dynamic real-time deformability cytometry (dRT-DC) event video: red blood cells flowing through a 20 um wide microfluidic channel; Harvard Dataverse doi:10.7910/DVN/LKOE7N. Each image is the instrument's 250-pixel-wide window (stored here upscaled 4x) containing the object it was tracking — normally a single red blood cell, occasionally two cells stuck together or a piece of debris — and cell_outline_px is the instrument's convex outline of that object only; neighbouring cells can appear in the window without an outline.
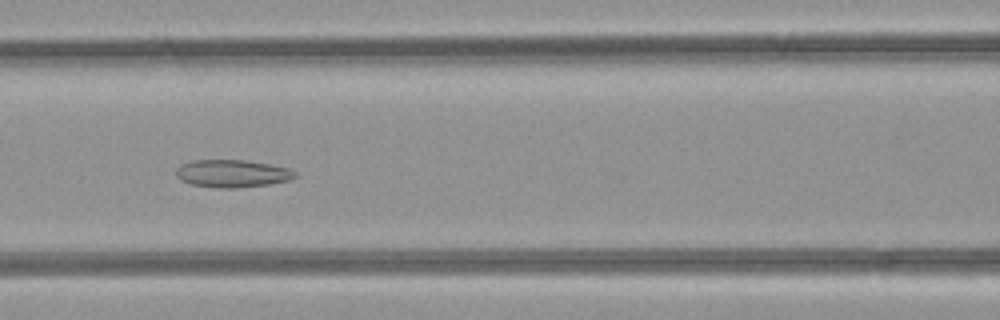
{"species": "common noctule bat (a hibernating species)", "species_latin": "Nyctalus noctula", "temperature_condition": "room temperature", "stored_images_in_passage": 40, "camera_frame_rate_fps": 3000, "um_per_image_px": 0.085, "animal": {"sex": "female", "body_mass_g": 21.9}, "frame": {"image": 1, "passage_image": 12, "time_ms": 3.667, "image_size_px": [1000, 320], "cell_outline_px": [[300, 176], [288, 180], [268, 184], [236, 188], [216, 188], [192, 184], [180, 180], [176, 176], [176, 168], [180, 164], [192, 160], [244, 160], [268, 164], [288, 168], [296, 172]], "centroid_in_image_um": [19.72, 14.75], "position_along_channel_um": 146.9, "area_um2": 19.19}}
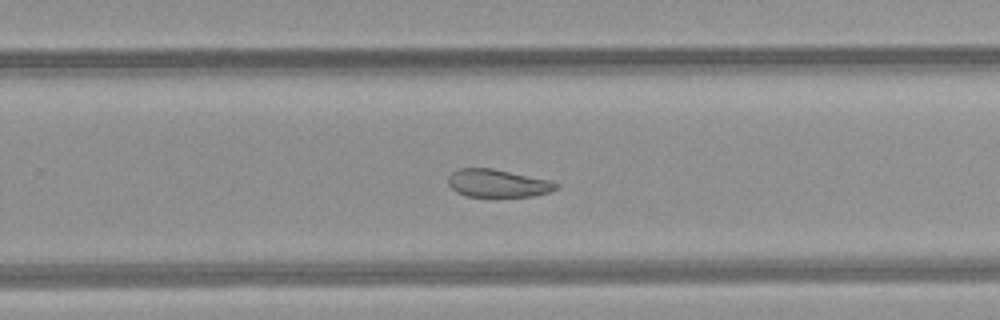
{"frame": {"image": 2, "passage_image": 22, "time_ms": 7.0, "image_size_px": [1000, 320], "cell_outline_px": [[560, 188], [548, 192], [532, 196], [496, 200], [468, 196], [456, 192], [448, 184], [448, 176], [456, 168], [492, 168], [552, 180], [560, 184]], "centroid_in_image_um": [42.33, 15.62], "position_along_channel_um": 287.5, "area_um2": 18.55}}
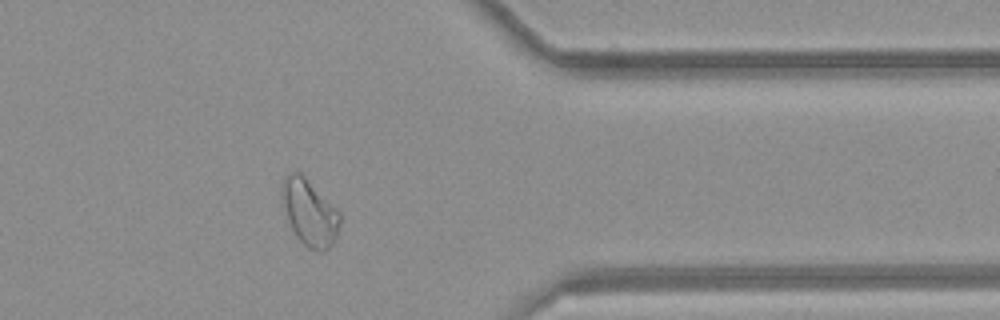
{"frame": {"image": 3, "passage_image": 30, "time_ms": 9.667, "image_size_px": [1000, 320], "cell_outline_px": [[340, 224], [336, 240], [324, 252], [320, 252], [308, 248], [296, 236], [288, 220], [280, 200], [280, 192], [284, 180], [288, 172], [300, 172], [340, 212]], "centroid_in_image_um": [26.3, 18.08], "position_along_channel_um": 385.1, "area_um2": 22.43}, "authors_computed_cell_mechanics": {"area_um2": 21.2415, "velocity_mm_per_s": 4.2369, "shape_relaxation_time_tau1_ms": null, "shape_relaxation_time_tau2_ms": 2.3978, "deformation_change_tau1": null, "deformation_change_tau2": 0.0884}}